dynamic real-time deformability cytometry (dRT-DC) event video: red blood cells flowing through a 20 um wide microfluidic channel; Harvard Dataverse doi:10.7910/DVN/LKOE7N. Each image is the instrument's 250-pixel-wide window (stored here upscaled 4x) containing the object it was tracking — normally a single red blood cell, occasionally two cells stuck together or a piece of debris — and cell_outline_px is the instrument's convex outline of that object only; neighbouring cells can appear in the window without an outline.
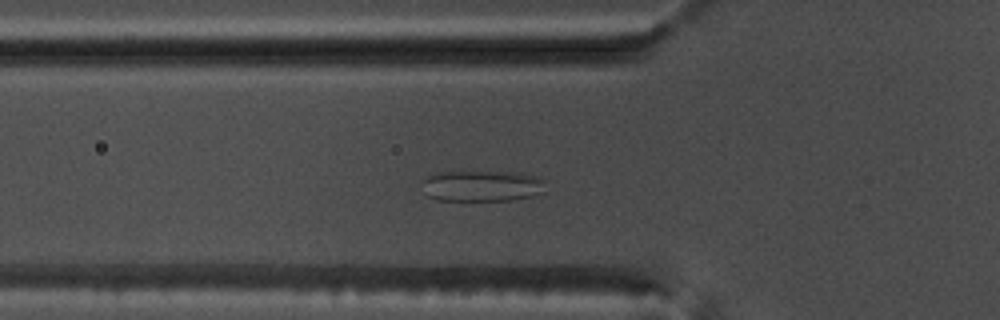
{"species": "common noctule bat (a hibernating species)", "species_latin": "Nyctalus noctula", "temperature_condition": "warm", "stored_images_in_passage": 49, "camera_frame_rate_fps": 3000, "um_per_image_px": 0.085, "animal": {"sex": "male", "body_mass_g": 17.5, "forearm_length_mm": 52.3}, "frame": {"image": 1, "passage_image": 12, "time_ms": 3.667, "image_size_px": [1000, 320], "cell_outline_px": [[544, 192], [532, 196], [512, 200], [436, 200], [428, 196], [420, 180], [428, 176], [440, 172], [516, 172], [536, 176], [544, 180]], "centroid_in_image_um": [40.97, 15.8], "position_along_channel_um": 84.8, "area_um2": 22.31}}
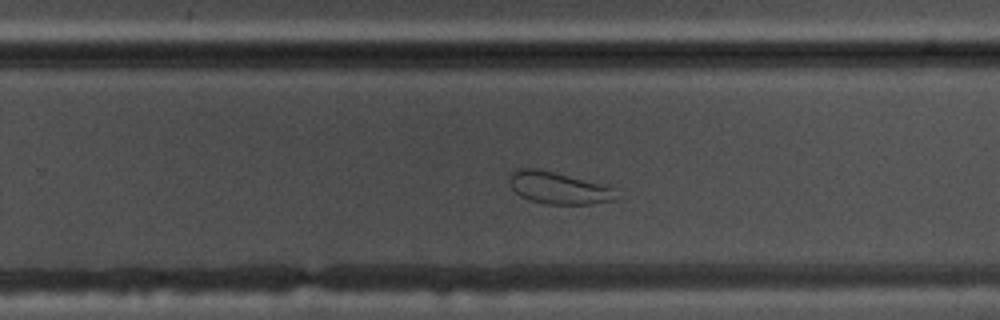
{"frame": {"image": 2, "passage_image": 28, "time_ms": 9.0, "image_size_px": [1000, 320], "cell_outline_px": [[612, 200], [592, 204], [544, 204], [520, 196], [508, 184], [508, 176], [516, 168], [536, 168], [608, 184], [612, 188]], "centroid_in_image_um": [47.39, 15.95], "position_along_channel_um": 282.4, "area_um2": 19.94}}
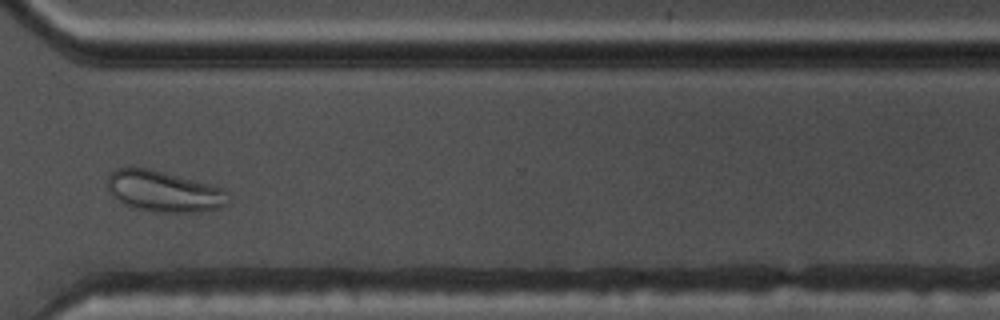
{"frame": {"image": 3, "passage_image": 34, "time_ms": 11.0, "image_size_px": [1000, 320], "cell_outline_px": [[228, 204], [220, 208], [204, 212], [156, 212], [132, 208], [124, 204], [112, 196], [108, 192], [108, 172], [116, 168], [148, 168], [164, 172], [208, 184], [220, 188], [224, 192], [228, 200]], "centroid_in_image_um": [13.87, 16.28], "position_along_channel_um": 356.7, "area_um2": 28.78}}